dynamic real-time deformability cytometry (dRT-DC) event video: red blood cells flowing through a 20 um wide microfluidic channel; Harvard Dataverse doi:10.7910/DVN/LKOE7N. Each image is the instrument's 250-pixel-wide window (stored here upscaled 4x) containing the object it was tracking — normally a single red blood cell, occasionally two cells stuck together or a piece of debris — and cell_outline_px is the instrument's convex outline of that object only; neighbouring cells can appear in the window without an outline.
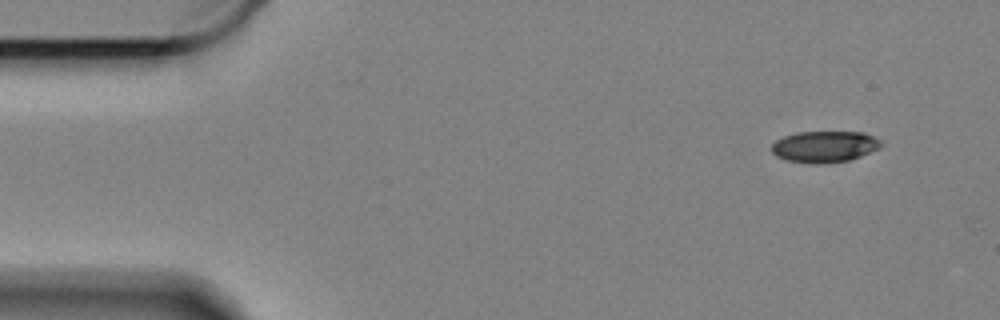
{"species": "Egyptian fruit bat (a non-hibernating species)", "species_latin": "Rousettus aegyptiacus", "temperature_condition": "cold", "stored_images_in_passage": 11, "camera_frame_rate_fps": 3000, "um_per_image_px": 0.085, "animal": {"sex": "female"}, "frame": {"image": 1, "passage_image": 1, "time_ms": 0.0, "image_size_px": [1000, 320], "cell_outline_px": [[884, 144], [880, 148], [860, 156], [848, 160], [816, 164], [788, 160], [776, 156], [772, 152], [772, 144], [776, 140], [784, 136], [796, 132], [864, 132], [880, 140]], "centroid_in_image_um": [70.1, 12.45], "position_along_channel_um": 14.9, "area_um2": 19.88}}